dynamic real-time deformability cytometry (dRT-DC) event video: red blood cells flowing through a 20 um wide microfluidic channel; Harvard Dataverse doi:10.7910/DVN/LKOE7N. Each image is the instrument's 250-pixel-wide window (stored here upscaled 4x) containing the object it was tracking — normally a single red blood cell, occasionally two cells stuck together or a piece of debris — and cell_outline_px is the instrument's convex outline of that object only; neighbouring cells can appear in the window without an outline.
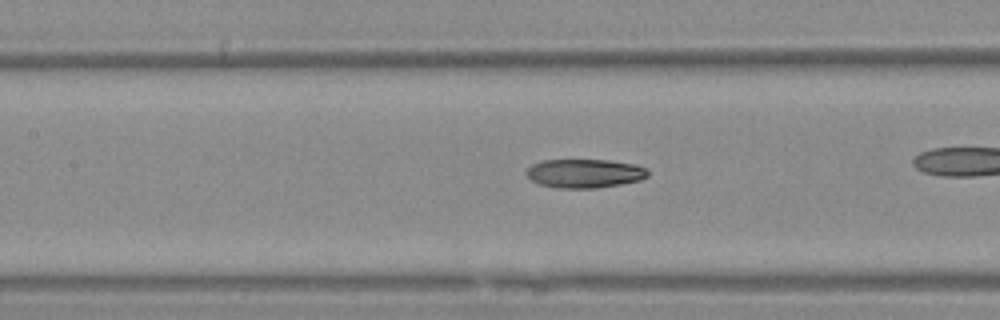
{"species": "Egyptian fruit bat (a non-hibernating species)", "species_latin": "Rousettus aegyptiacus", "temperature_condition": "warm", "stored_images_in_passage": 44, "camera_frame_rate_fps": 3000, "um_per_image_px": 0.085, "animal": {"sex": "female"}, "frame": {"image": 1, "passage_image": 26, "time_ms": 8.333, "image_size_px": [1000, 320], "cell_outline_px": [[648, 176], [640, 180], [620, 184], [596, 188], [556, 188], [540, 184], [532, 180], [524, 172], [532, 164], [540, 160], [608, 160], [636, 164], [648, 168]], "centroid_in_image_um": [49.7, 14.73], "position_along_channel_um": 157.7, "area_um2": 20.52}}